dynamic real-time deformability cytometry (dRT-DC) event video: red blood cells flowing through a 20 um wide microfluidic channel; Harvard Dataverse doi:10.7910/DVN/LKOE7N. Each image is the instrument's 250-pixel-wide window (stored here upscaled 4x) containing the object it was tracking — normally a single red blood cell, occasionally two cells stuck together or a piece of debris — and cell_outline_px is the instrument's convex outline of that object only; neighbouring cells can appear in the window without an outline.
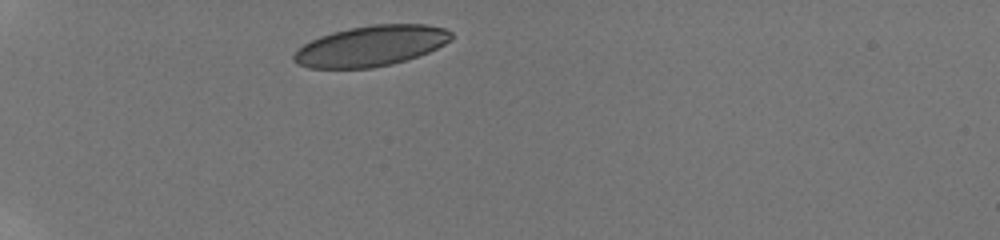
{"species": "human", "species_latin": "Homo sapiens", "temperature_condition": "room temperature", "stored_images_in_passage": 34, "camera_frame_rate_fps": 3000, "um_per_image_px": 0.085, "donor": {"sex": "male"}, "frame": {"image": 1, "passage_image": 1, "time_ms": 0.0, "image_size_px": [1000, 240], "cell_outline_px": [[452, 36], [444, 44], [428, 52], [392, 64], [372, 68], [308, 68], [296, 64], [292, 60], [292, 56], [304, 44], [320, 36], [332, 32], [348, 28], [372, 24], [428, 24], [444, 28], [452, 32]], "centroid_in_image_um": [31.5, 3.9], "position_along_channel_um": 53.5, "area_um2": 37.11}}
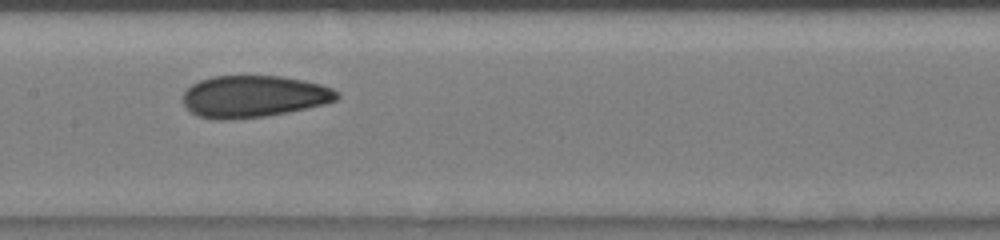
{"frame": {"image": 2, "passage_image": 14, "time_ms": 4.333, "image_size_px": [1000, 240], "cell_outline_px": [[340, 96], [336, 100], [324, 104], [308, 108], [288, 112], [264, 116], [224, 120], [212, 120], [196, 116], [188, 112], [184, 104], [184, 92], [192, 84], [200, 80], [212, 76], [280, 76], [304, 80], [320, 84], [332, 88], [340, 92]], "centroid_in_image_um": [21.55, 8.2], "position_along_channel_um": 185.8, "area_um2": 37.86}}
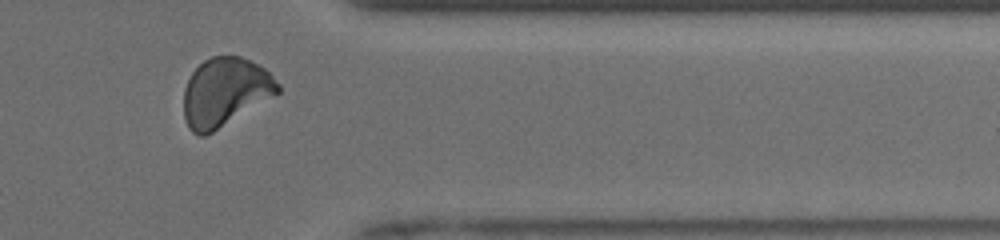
{"frame": {"image": 3, "passage_image": 29, "time_ms": 9.333, "image_size_px": [1000, 240], "cell_outline_px": [[280, 92], [276, 96], [212, 132], [204, 136], [200, 136], [192, 132], [188, 128], [184, 116], [184, 88], [192, 72], [204, 60], [212, 56], [240, 56], [264, 68], [280, 84]], "centroid_in_image_um": [19.14, 7.84], "position_along_channel_um": 392.3, "area_um2": 37.57}, "authors_computed_cell_mechanics": {"area_um2": 37.1365, "velocity_mm_per_s": 3.953, "shape_relaxation_time_tau1_ms": 8.4347, "shape_relaxation_time_tau2_ms": 1.1896, "deformation_change_tau1": 0.1714, "deformation_change_tau2": 0.0681}}